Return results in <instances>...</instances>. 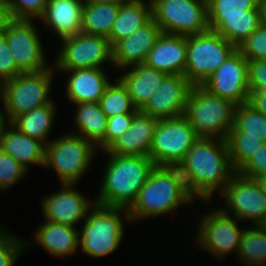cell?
<instances>
[{
    "label": "cell",
    "instance_id": "28",
    "mask_svg": "<svg viewBox=\"0 0 266 266\" xmlns=\"http://www.w3.org/2000/svg\"><path fill=\"white\" fill-rule=\"evenodd\" d=\"M55 102L48 103L31 111L18 115L10 123L23 134L40 140L45 145L49 143L50 132L54 123Z\"/></svg>",
    "mask_w": 266,
    "mask_h": 266
},
{
    "label": "cell",
    "instance_id": "7",
    "mask_svg": "<svg viewBox=\"0 0 266 266\" xmlns=\"http://www.w3.org/2000/svg\"><path fill=\"white\" fill-rule=\"evenodd\" d=\"M95 147L92 142L71 132L62 135L45 145L44 167L55 170L60 184H75L92 162Z\"/></svg>",
    "mask_w": 266,
    "mask_h": 266
},
{
    "label": "cell",
    "instance_id": "25",
    "mask_svg": "<svg viewBox=\"0 0 266 266\" xmlns=\"http://www.w3.org/2000/svg\"><path fill=\"white\" fill-rule=\"evenodd\" d=\"M131 67V70L129 69L127 73L123 72V75L121 74L117 79L127 88L133 104L140 110L161 85L166 74L145 64Z\"/></svg>",
    "mask_w": 266,
    "mask_h": 266
},
{
    "label": "cell",
    "instance_id": "38",
    "mask_svg": "<svg viewBox=\"0 0 266 266\" xmlns=\"http://www.w3.org/2000/svg\"><path fill=\"white\" fill-rule=\"evenodd\" d=\"M47 3L48 0H9L8 10L14 20L40 19Z\"/></svg>",
    "mask_w": 266,
    "mask_h": 266
},
{
    "label": "cell",
    "instance_id": "46",
    "mask_svg": "<svg viewBox=\"0 0 266 266\" xmlns=\"http://www.w3.org/2000/svg\"><path fill=\"white\" fill-rule=\"evenodd\" d=\"M12 20L9 10L0 7V36L5 32L7 24Z\"/></svg>",
    "mask_w": 266,
    "mask_h": 266
},
{
    "label": "cell",
    "instance_id": "36",
    "mask_svg": "<svg viewBox=\"0 0 266 266\" xmlns=\"http://www.w3.org/2000/svg\"><path fill=\"white\" fill-rule=\"evenodd\" d=\"M234 124L244 136L258 137L266 143V117L247 102L237 105Z\"/></svg>",
    "mask_w": 266,
    "mask_h": 266
},
{
    "label": "cell",
    "instance_id": "3",
    "mask_svg": "<svg viewBox=\"0 0 266 266\" xmlns=\"http://www.w3.org/2000/svg\"><path fill=\"white\" fill-rule=\"evenodd\" d=\"M237 105L228 99L211 94L201 85H193L184 116L199 137H226L234 126Z\"/></svg>",
    "mask_w": 266,
    "mask_h": 266
},
{
    "label": "cell",
    "instance_id": "18",
    "mask_svg": "<svg viewBox=\"0 0 266 266\" xmlns=\"http://www.w3.org/2000/svg\"><path fill=\"white\" fill-rule=\"evenodd\" d=\"M162 33L159 25L151 18L127 38L119 40L113 47V64L126 70L137 64H144L149 51Z\"/></svg>",
    "mask_w": 266,
    "mask_h": 266
},
{
    "label": "cell",
    "instance_id": "50",
    "mask_svg": "<svg viewBox=\"0 0 266 266\" xmlns=\"http://www.w3.org/2000/svg\"><path fill=\"white\" fill-rule=\"evenodd\" d=\"M84 3H112V2H123L124 0H83Z\"/></svg>",
    "mask_w": 266,
    "mask_h": 266
},
{
    "label": "cell",
    "instance_id": "13",
    "mask_svg": "<svg viewBox=\"0 0 266 266\" xmlns=\"http://www.w3.org/2000/svg\"><path fill=\"white\" fill-rule=\"evenodd\" d=\"M33 22L12 19L2 34L15 58L17 68L22 73L50 68L46 63L42 40Z\"/></svg>",
    "mask_w": 266,
    "mask_h": 266
},
{
    "label": "cell",
    "instance_id": "29",
    "mask_svg": "<svg viewBox=\"0 0 266 266\" xmlns=\"http://www.w3.org/2000/svg\"><path fill=\"white\" fill-rule=\"evenodd\" d=\"M121 2L84 3L81 32L108 36L117 18Z\"/></svg>",
    "mask_w": 266,
    "mask_h": 266
},
{
    "label": "cell",
    "instance_id": "11",
    "mask_svg": "<svg viewBox=\"0 0 266 266\" xmlns=\"http://www.w3.org/2000/svg\"><path fill=\"white\" fill-rule=\"evenodd\" d=\"M199 138L184 115L161 119L154 130L149 157L156 166L171 161H183Z\"/></svg>",
    "mask_w": 266,
    "mask_h": 266
},
{
    "label": "cell",
    "instance_id": "44",
    "mask_svg": "<svg viewBox=\"0 0 266 266\" xmlns=\"http://www.w3.org/2000/svg\"><path fill=\"white\" fill-rule=\"evenodd\" d=\"M248 89H266V60L248 61Z\"/></svg>",
    "mask_w": 266,
    "mask_h": 266
},
{
    "label": "cell",
    "instance_id": "10",
    "mask_svg": "<svg viewBox=\"0 0 266 266\" xmlns=\"http://www.w3.org/2000/svg\"><path fill=\"white\" fill-rule=\"evenodd\" d=\"M62 48L55 60L57 70L102 68L107 61L113 64V50L106 36L80 32L62 38Z\"/></svg>",
    "mask_w": 266,
    "mask_h": 266
},
{
    "label": "cell",
    "instance_id": "23",
    "mask_svg": "<svg viewBox=\"0 0 266 266\" xmlns=\"http://www.w3.org/2000/svg\"><path fill=\"white\" fill-rule=\"evenodd\" d=\"M83 0H48L43 23L59 35L60 39L81 32Z\"/></svg>",
    "mask_w": 266,
    "mask_h": 266
},
{
    "label": "cell",
    "instance_id": "33",
    "mask_svg": "<svg viewBox=\"0 0 266 266\" xmlns=\"http://www.w3.org/2000/svg\"><path fill=\"white\" fill-rule=\"evenodd\" d=\"M99 104L107 118L120 114H136L139 110L133 104L127 88L118 79L106 88Z\"/></svg>",
    "mask_w": 266,
    "mask_h": 266
},
{
    "label": "cell",
    "instance_id": "9",
    "mask_svg": "<svg viewBox=\"0 0 266 266\" xmlns=\"http://www.w3.org/2000/svg\"><path fill=\"white\" fill-rule=\"evenodd\" d=\"M163 33L201 34L209 30L207 0H148Z\"/></svg>",
    "mask_w": 266,
    "mask_h": 266
},
{
    "label": "cell",
    "instance_id": "12",
    "mask_svg": "<svg viewBox=\"0 0 266 266\" xmlns=\"http://www.w3.org/2000/svg\"><path fill=\"white\" fill-rule=\"evenodd\" d=\"M220 195L227 208L221 210L228 215L231 213L237 220L245 219L258 226L266 217V193L255 179L243 177L236 172Z\"/></svg>",
    "mask_w": 266,
    "mask_h": 266
},
{
    "label": "cell",
    "instance_id": "35",
    "mask_svg": "<svg viewBox=\"0 0 266 266\" xmlns=\"http://www.w3.org/2000/svg\"><path fill=\"white\" fill-rule=\"evenodd\" d=\"M161 167L168 173L178 190L192 203L196 198L204 203L210 199L198 188L192 172L183 161L167 162Z\"/></svg>",
    "mask_w": 266,
    "mask_h": 266
},
{
    "label": "cell",
    "instance_id": "5",
    "mask_svg": "<svg viewBox=\"0 0 266 266\" xmlns=\"http://www.w3.org/2000/svg\"><path fill=\"white\" fill-rule=\"evenodd\" d=\"M54 73L51 65L39 72L21 73L1 85L0 99L8 122L52 102L49 93Z\"/></svg>",
    "mask_w": 266,
    "mask_h": 266
},
{
    "label": "cell",
    "instance_id": "42",
    "mask_svg": "<svg viewBox=\"0 0 266 266\" xmlns=\"http://www.w3.org/2000/svg\"><path fill=\"white\" fill-rule=\"evenodd\" d=\"M135 114H120L107 118L105 149L131 126Z\"/></svg>",
    "mask_w": 266,
    "mask_h": 266
},
{
    "label": "cell",
    "instance_id": "40",
    "mask_svg": "<svg viewBox=\"0 0 266 266\" xmlns=\"http://www.w3.org/2000/svg\"><path fill=\"white\" fill-rule=\"evenodd\" d=\"M25 243L26 241L23 242L19 237L17 239L0 227V266H14L22 250L31 245L29 242Z\"/></svg>",
    "mask_w": 266,
    "mask_h": 266
},
{
    "label": "cell",
    "instance_id": "21",
    "mask_svg": "<svg viewBox=\"0 0 266 266\" xmlns=\"http://www.w3.org/2000/svg\"><path fill=\"white\" fill-rule=\"evenodd\" d=\"M68 72L66 95L73 104L99 102L111 84L103 68L62 70Z\"/></svg>",
    "mask_w": 266,
    "mask_h": 266
},
{
    "label": "cell",
    "instance_id": "43",
    "mask_svg": "<svg viewBox=\"0 0 266 266\" xmlns=\"http://www.w3.org/2000/svg\"><path fill=\"white\" fill-rule=\"evenodd\" d=\"M243 177L254 179L266 173V143L237 171Z\"/></svg>",
    "mask_w": 266,
    "mask_h": 266
},
{
    "label": "cell",
    "instance_id": "8",
    "mask_svg": "<svg viewBox=\"0 0 266 266\" xmlns=\"http://www.w3.org/2000/svg\"><path fill=\"white\" fill-rule=\"evenodd\" d=\"M188 203L191 202L178 190L168 173L161 166H155L128 213L132 222L175 213L180 205Z\"/></svg>",
    "mask_w": 266,
    "mask_h": 266
},
{
    "label": "cell",
    "instance_id": "52",
    "mask_svg": "<svg viewBox=\"0 0 266 266\" xmlns=\"http://www.w3.org/2000/svg\"><path fill=\"white\" fill-rule=\"evenodd\" d=\"M264 232H266V217L264 220L258 225Z\"/></svg>",
    "mask_w": 266,
    "mask_h": 266
},
{
    "label": "cell",
    "instance_id": "16",
    "mask_svg": "<svg viewBox=\"0 0 266 266\" xmlns=\"http://www.w3.org/2000/svg\"><path fill=\"white\" fill-rule=\"evenodd\" d=\"M192 86L185 75H166L139 111L158 120L183 116Z\"/></svg>",
    "mask_w": 266,
    "mask_h": 266
},
{
    "label": "cell",
    "instance_id": "49",
    "mask_svg": "<svg viewBox=\"0 0 266 266\" xmlns=\"http://www.w3.org/2000/svg\"><path fill=\"white\" fill-rule=\"evenodd\" d=\"M4 115L5 114L3 113V110H0V138H1V133L3 131V128L8 123Z\"/></svg>",
    "mask_w": 266,
    "mask_h": 266
},
{
    "label": "cell",
    "instance_id": "45",
    "mask_svg": "<svg viewBox=\"0 0 266 266\" xmlns=\"http://www.w3.org/2000/svg\"><path fill=\"white\" fill-rule=\"evenodd\" d=\"M247 103L266 117V89H249Z\"/></svg>",
    "mask_w": 266,
    "mask_h": 266
},
{
    "label": "cell",
    "instance_id": "27",
    "mask_svg": "<svg viewBox=\"0 0 266 266\" xmlns=\"http://www.w3.org/2000/svg\"><path fill=\"white\" fill-rule=\"evenodd\" d=\"M75 113V126L79 135L92 142L96 148L105 150V132L107 126V116L102 111L99 102L78 103Z\"/></svg>",
    "mask_w": 266,
    "mask_h": 266
},
{
    "label": "cell",
    "instance_id": "1",
    "mask_svg": "<svg viewBox=\"0 0 266 266\" xmlns=\"http://www.w3.org/2000/svg\"><path fill=\"white\" fill-rule=\"evenodd\" d=\"M108 155L96 204L129 209L156 165L149 156Z\"/></svg>",
    "mask_w": 266,
    "mask_h": 266
},
{
    "label": "cell",
    "instance_id": "26",
    "mask_svg": "<svg viewBox=\"0 0 266 266\" xmlns=\"http://www.w3.org/2000/svg\"><path fill=\"white\" fill-rule=\"evenodd\" d=\"M152 18V5L144 0H124L121 2L117 18L107 36L112 47L127 38Z\"/></svg>",
    "mask_w": 266,
    "mask_h": 266
},
{
    "label": "cell",
    "instance_id": "24",
    "mask_svg": "<svg viewBox=\"0 0 266 266\" xmlns=\"http://www.w3.org/2000/svg\"><path fill=\"white\" fill-rule=\"evenodd\" d=\"M44 221L34 234L35 242L55 257L75 253L79 248V230L73 226Z\"/></svg>",
    "mask_w": 266,
    "mask_h": 266
},
{
    "label": "cell",
    "instance_id": "47",
    "mask_svg": "<svg viewBox=\"0 0 266 266\" xmlns=\"http://www.w3.org/2000/svg\"><path fill=\"white\" fill-rule=\"evenodd\" d=\"M260 188L266 193V173L260 174L254 178Z\"/></svg>",
    "mask_w": 266,
    "mask_h": 266
},
{
    "label": "cell",
    "instance_id": "6",
    "mask_svg": "<svg viewBox=\"0 0 266 266\" xmlns=\"http://www.w3.org/2000/svg\"><path fill=\"white\" fill-rule=\"evenodd\" d=\"M237 49L213 30L187 36L184 75L192 85H202Z\"/></svg>",
    "mask_w": 266,
    "mask_h": 266
},
{
    "label": "cell",
    "instance_id": "53",
    "mask_svg": "<svg viewBox=\"0 0 266 266\" xmlns=\"http://www.w3.org/2000/svg\"><path fill=\"white\" fill-rule=\"evenodd\" d=\"M258 3H266V0H259Z\"/></svg>",
    "mask_w": 266,
    "mask_h": 266
},
{
    "label": "cell",
    "instance_id": "2",
    "mask_svg": "<svg viewBox=\"0 0 266 266\" xmlns=\"http://www.w3.org/2000/svg\"><path fill=\"white\" fill-rule=\"evenodd\" d=\"M183 162L192 172L198 188L212 200L236 173L232 167L226 140L200 137L185 155Z\"/></svg>",
    "mask_w": 266,
    "mask_h": 266
},
{
    "label": "cell",
    "instance_id": "30",
    "mask_svg": "<svg viewBox=\"0 0 266 266\" xmlns=\"http://www.w3.org/2000/svg\"><path fill=\"white\" fill-rule=\"evenodd\" d=\"M209 29L222 35L237 48L261 24L260 17L208 18Z\"/></svg>",
    "mask_w": 266,
    "mask_h": 266
},
{
    "label": "cell",
    "instance_id": "17",
    "mask_svg": "<svg viewBox=\"0 0 266 266\" xmlns=\"http://www.w3.org/2000/svg\"><path fill=\"white\" fill-rule=\"evenodd\" d=\"M56 193L47 195L42 202V210L46 221L75 227L80 220H86L96 200L86 199L74 184H61Z\"/></svg>",
    "mask_w": 266,
    "mask_h": 266
},
{
    "label": "cell",
    "instance_id": "32",
    "mask_svg": "<svg viewBox=\"0 0 266 266\" xmlns=\"http://www.w3.org/2000/svg\"><path fill=\"white\" fill-rule=\"evenodd\" d=\"M239 260L247 266L266 265V232L259 226L244 229L238 250Z\"/></svg>",
    "mask_w": 266,
    "mask_h": 266
},
{
    "label": "cell",
    "instance_id": "19",
    "mask_svg": "<svg viewBox=\"0 0 266 266\" xmlns=\"http://www.w3.org/2000/svg\"><path fill=\"white\" fill-rule=\"evenodd\" d=\"M186 61L187 36L162 32L144 64L166 75H184Z\"/></svg>",
    "mask_w": 266,
    "mask_h": 266
},
{
    "label": "cell",
    "instance_id": "41",
    "mask_svg": "<svg viewBox=\"0 0 266 266\" xmlns=\"http://www.w3.org/2000/svg\"><path fill=\"white\" fill-rule=\"evenodd\" d=\"M22 72L17 68L10 47L3 36H0V84L8 81Z\"/></svg>",
    "mask_w": 266,
    "mask_h": 266
},
{
    "label": "cell",
    "instance_id": "15",
    "mask_svg": "<svg viewBox=\"0 0 266 266\" xmlns=\"http://www.w3.org/2000/svg\"><path fill=\"white\" fill-rule=\"evenodd\" d=\"M247 73L248 61L236 49L201 86L211 94L240 105L247 102L249 95Z\"/></svg>",
    "mask_w": 266,
    "mask_h": 266
},
{
    "label": "cell",
    "instance_id": "4",
    "mask_svg": "<svg viewBox=\"0 0 266 266\" xmlns=\"http://www.w3.org/2000/svg\"><path fill=\"white\" fill-rule=\"evenodd\" d=\"M121 216L124 221L131 222L128 209L96 204L79 231V247L82 251L93 258L112 254L120 246L124 233Z\"/></svg>",
    "mask_w": 266,
    "mask_h": 266
},
{
    "label": "cell",
    "instance_id": "22",
    "mask_svg": "<svg viewBox=\"0 0 266 266\" xmlns=\"http://www.w3.org/2000/svg\"><path fill=\"white\" fill-rule=\"evenodd\" d=\"M0 148L27 170L34 164L44 167L45 144L23 134L10 122L5 125L1 133Z\"/></svg>",
    "mask_w": 266,
    "mask_h": 266
},
{
    "label": "cell",
    "instance_id": "34",
    "mask_svg": "<svg viewBox=\"0 0 266 266\" xmlns=\"http://www.w3.org/2000/svg\"><path fill=\"white\" fill-rule=\"evenodd\" d=\"M259 0H207L208 18L260 17Z\"/></svg>",
    "mask_w": 266,
    "mask_h": 266
},
{
    "label": "cell",
    "instance_id": "37",
    "mask_svg": "<svg viewBox=\"0 0 266 266\" xmlns=\"http://www.w3.org/2000/svg\"><path fill=\"white\" fill-rule=\"evenodd\" d=\"M247 61L266 60V26H260L237 48Z\"/></svg>",
    "mask_w": 266,
    "mask_h": 266
},
{
    "label": "cell",
    "instance_id": "14",
    "mask_svg": "<svg viewBox=\"0 0 266 266\" xmlns=\"http://www.w3.org/2000/svg\"><path fill=\"white\" fill-rule=\"evenodd\" d=\"M216 209L201 217L196 242L219 259L232 251L238 253L244 229H240L235 217Z\"/></svg>",
    "mask_w": 266,
    "mask_h": 266
},
{
    "label": "cell",
    "instance_id": "48",
    "mask_svg": "<svg viewBox=\"0 0 266 266\" xmlns=\"http://www.w3.org/2000/svg\"><path fill=\"white\" fill-rule=\"evenodd\" d=\"M260 10L261 24L266 26V3H258Z\"/></svg>",
    "mask_w": 266,
    "mask_h": 266
},
{
    "label": "cell",
    "instance_id": "20",
    "mask_svg": "<svg viewBox=\"0 0 266 266\" xmlns=\"http://www.w3.org/2000/svg\"><path fill=\"white\" fill-rule=\"evenodd\" d=\"M158 119L138 111L129 129L117 137L104 151L115 155L149 156Z\"/></svg>",
    "mask_w": 266,
    "mask_h": 266
},
{
    "label": "cell",
    "instance_id": "51",
    "mask_svg": "<svg viewBox=\"0 0 266 266\" xmlns=\"http://www.w3.org/2000/svg\"><path fill=\"white\" fill-rule=\"evenodd\" d=\"M9 0H0V7L8 9Z\"/></svg>",
    "mask_w": 266,
    "mask_h": 266
},
{
    "label": "cell",
    "instance_id": "39",
    "mask_svg": "<svg viewBox=\"0 0 266 266\" xmlns=\"http://www.w3.org/2000/svg\"><path fill=\"white\" fill-rule=\"evenodd\" d=\"M27 169L0 148V190H7L26 175Z\"/></svg>",
    "mask_w": 266,
    "mask_h": 266
},
{
    "label": "cell",
    "instance_id": "31",
    "mask_svg": "<svg viewBox=\"0 0 266 266\" xmlns=\"http://www.w3.org/2000/svg\"><path fill=\"white\" fill-rule=\"evenodd\" d=\"M230 161L235 172H237L265 143L258 137L244 136L235 124L226 137Z\"/></svg>",
    "mask_w": 266,
    "mask_h": 266
}]
</instances>
